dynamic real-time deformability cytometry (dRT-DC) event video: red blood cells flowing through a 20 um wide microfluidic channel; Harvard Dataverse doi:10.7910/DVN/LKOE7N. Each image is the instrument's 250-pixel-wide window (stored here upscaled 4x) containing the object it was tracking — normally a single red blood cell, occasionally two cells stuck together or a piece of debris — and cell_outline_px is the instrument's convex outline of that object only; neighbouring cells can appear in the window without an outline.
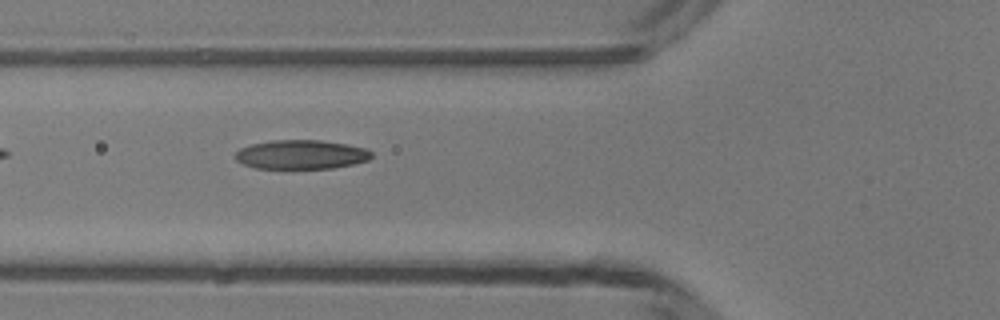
{"species": "common noctule bat (a hibernating species)", "species_latin": "Nyctalus noctula", "temperature_condition": "room temperature", "stored_images_in_passage": 31, "camera_frame_rate_fps": 3000, "um_per_image_px": 0.085, "animal": {"sex": "male", "body_mass_g": 13.3}, "frame": {"image": 1, "passage_image": 4, "time_ms": 1.0, "image_size_px": [1000, 320], "cell_outline_px": [[372, 156], [368, 160], [352, 164], [332, 168], [256, 168], [244, 164], [236, 160], [236, 152], [240, 148], [252, 144], [272, 140], [320, 140], [348, 144], [368, 148], [372, 152]], "centroid_in_image_um": [25.63, 13.12], "position_along_channel_um": 100.2, "area_um2": 23.06}}
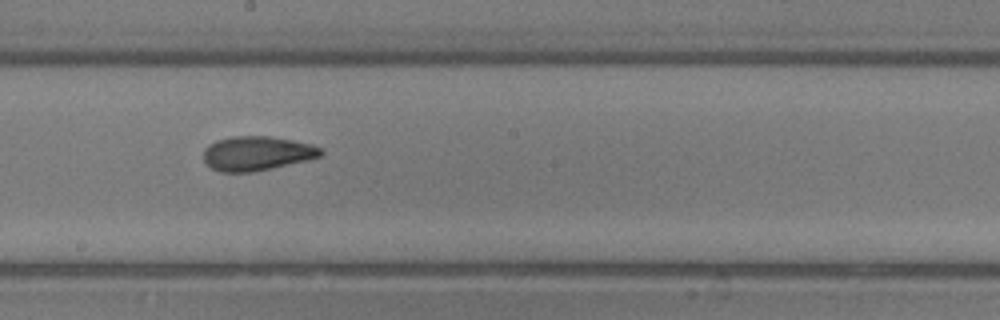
{"frame": {"image": 2, "passage_image": 13, "time_ms": 4.0, "image_size_px": [1000, 320], "cell_outline_px": [[324, 152], [320, 156], [308, 160], [272, 168], [252, 172], [220, 172], [212, 168], [204, 160], [204, 148], [208, 144], [216, 140], [232, 136], [268, 136], [292, 140], [312, 144], [320, 148]], "centroid_in_image_um": [21.83, 13.03], "position_along_channel_um": 226.4, "area_um2": 23.47}}
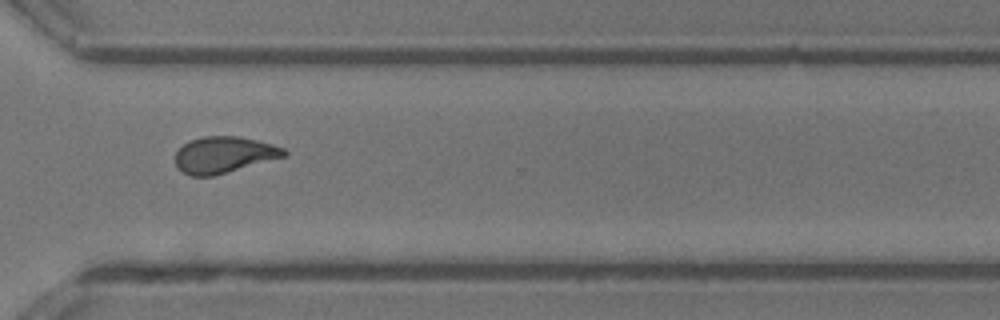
{"frame": {"image": 3, "passage_image": 22, "time_ms": 7.0, "image_size_px": [1000, 320], "cell_outline_px": [[288, 152], [284, 156], [212, 176], [192, 176], [176, 168], [176, 152], [188, 140], [204, 136], [240, 136], [272, 144], [284, 148]], "centroid_in_image_um": [19.0, 13.14], "position_along_channel_um": 351.6, "area_um2": 22.77}, "authors_computed_cell_mechanics": {"area_um2": 22.9466, "velocity_mm_per_s": 4.1869, "shape_relaxation_time_tau1_ms": 5.7266, "shape_relaxation_time_tau2_ms": 2.3572, "deformation_change_tau1": 0.1856, "deformation_change_tau2": 0.0965}}